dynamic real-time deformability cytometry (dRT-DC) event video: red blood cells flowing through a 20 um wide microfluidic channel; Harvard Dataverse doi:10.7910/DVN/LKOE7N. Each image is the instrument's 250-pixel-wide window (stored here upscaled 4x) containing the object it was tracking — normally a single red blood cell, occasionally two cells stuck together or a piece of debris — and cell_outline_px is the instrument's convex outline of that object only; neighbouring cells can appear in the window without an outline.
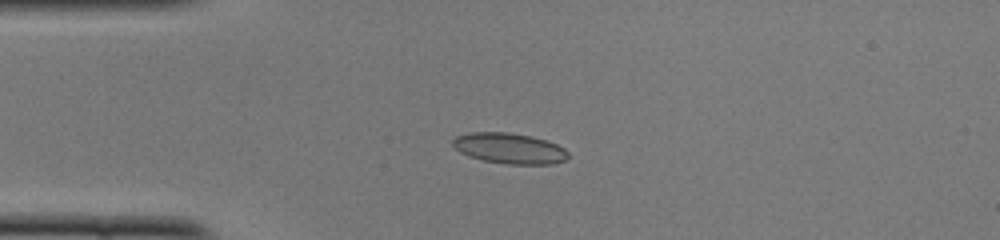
{"species": "common noctule bat (a hibernating species)", "species_latin": "Nyctalus noctula", "temperature_condition": "cold", "stored_images_in_passage": 40, "camera_frame_rate_fps": 3000, "um_per_image_px": 0.085, "animal": {"sex": "female", "body_mass_g": 22.0, "forearm_length_mm": 56.7}, "frame": {"image": 1, "passage_image": 2, "time_ms": 0.333, "image_size_px": [1000, 240], "cell_outline_px": [[568, 156], [564, 160], [552, 164], [504, 164], [484, 160], [468, 156], [460, 152], [452, 144], [452, 140], [456, 136], [468, 132], [508, 132], [532, 136], [556, 144], [564, 148], [568, 152]], "centroid_in_image_um": [43.28, 12.6], "position_along_channel_um": 41.7, "area_um2": 20.58}}
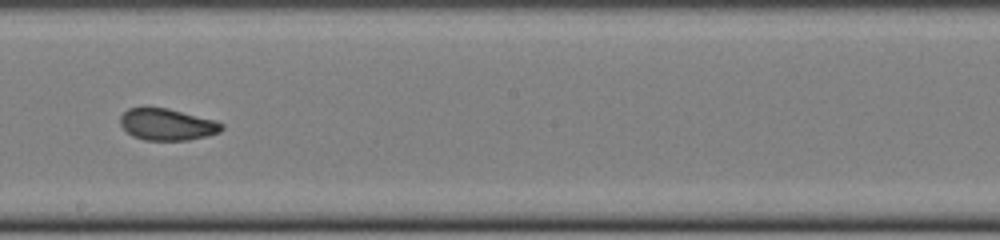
{"frame": {"image": 2, "passage_image": 18, "time_ms": 5.667, "image_size_px": [1000, 240], "cell_outline_px": [[224, 128], [220, 132], [208, 136], [188, 140], [144, 140], [132, 136], [120, 124], [120, 116], [128, 108], [168, 108], [216, 120], [224, 124]], "centroid_in_image_um": [14.24, 10.58], "position_along_channel_um": 234.0, "area_um2": 18.79}}
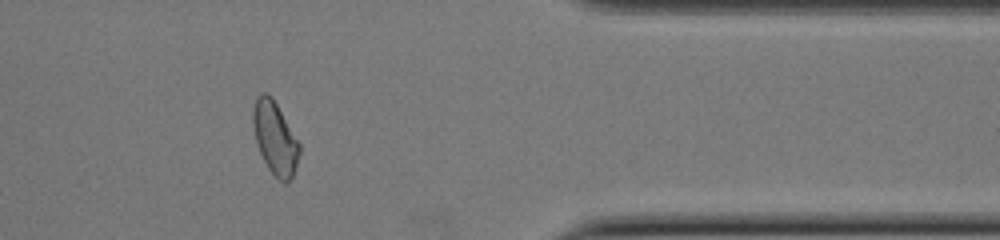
{"frame": {"image": 3, "passage_image": 31, "time_ms": 10.0, "image_size_px": [1000, 240], "cell_outline_px": [[300, 152], [292, 176], [284, 184], [268, 168], [260, 152], [256, 140], [252, 124], [252, 112], [256, 100], [260, 92], [268, 92], [272, 96], [300, 144]], "centroid_in_image_um": [23.36, 11.69], "position_along_channel_um": 388.0, "area_um2": 19.36}, "authors_computed_cell_mechanics": {"area_um2": 19.6809, "velocity_mm_per_s": 4.0007, "shape_relaxation_time_tau1_ms": 4.8205, "shape_relaxation_time_tau2_ms": 1.1479, "deformation_change_tau1": 0.1189, "deformation_change_tau2": 0.0603}}